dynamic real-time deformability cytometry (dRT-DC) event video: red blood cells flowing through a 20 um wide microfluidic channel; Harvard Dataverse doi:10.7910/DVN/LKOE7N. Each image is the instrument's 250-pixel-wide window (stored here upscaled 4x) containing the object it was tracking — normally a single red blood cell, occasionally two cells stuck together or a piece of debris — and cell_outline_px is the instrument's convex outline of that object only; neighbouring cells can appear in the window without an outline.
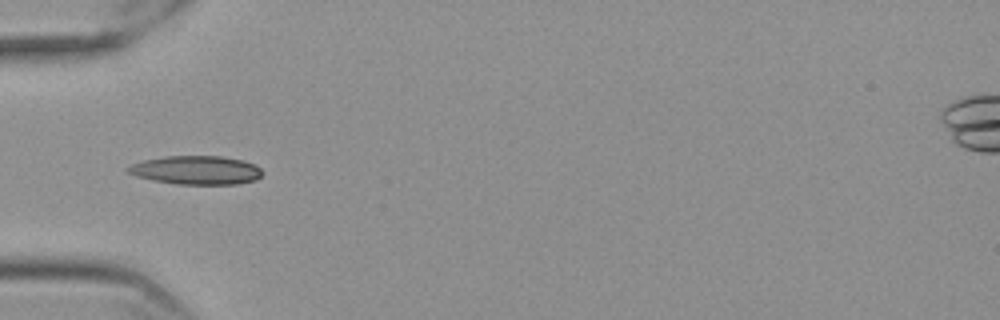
{"species": "Egyptian fruit bat (a non-hibernating species)", "species_latin": "Rousettus aegyptiacus", "temperature_condition": "cold", "stored_images_in_passage": 39, "camera_frame_rate_fps": 3000, "um_per_image_px": 0.085, "frame": {"image": 1, "passage_image": 1, "time_ms": 0.0, "image_size_px": [1000, 320], "cell_outline_px": [[264, 172], [256, 180], [236, 184], [176, 184], [136, 176], [128, 172], [124, 168], [132, 164], [144, 160], [164, 156], [220, 156], [244, 160], [260, 168]], "centroid_in_image_um": [16.69, 14.46], "position_along_channel_um": 68.3, "area_um2": 22.37}}
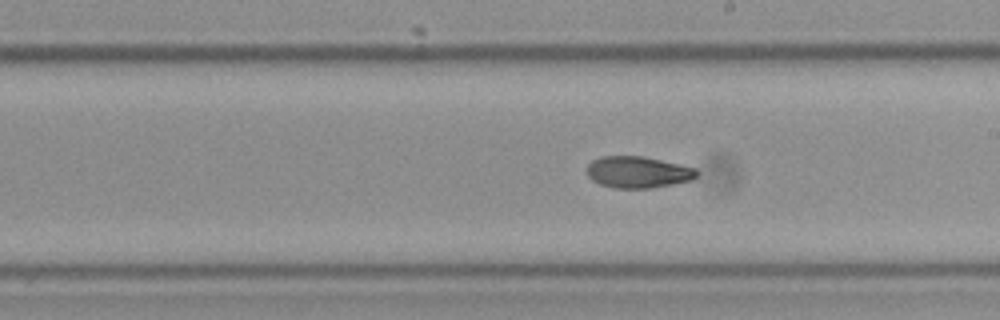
{"frame": {"image": 2, "passage_image": 15, "time_ms": 4.667, "image_size_px": [1000, 320], "cell_outline_px": [[700, 172], [692, 180], [652, 188], [612, 188], [600, 184], [592, 180], [588, 176], [588, 164], [592, 160], [600, 156], [644, 156], [680, 164], [696, 168]], "centroid_in_image_um": [54.24, 14.63], "position_along_channel_um": 234.8, "area_um2": 20.35}}
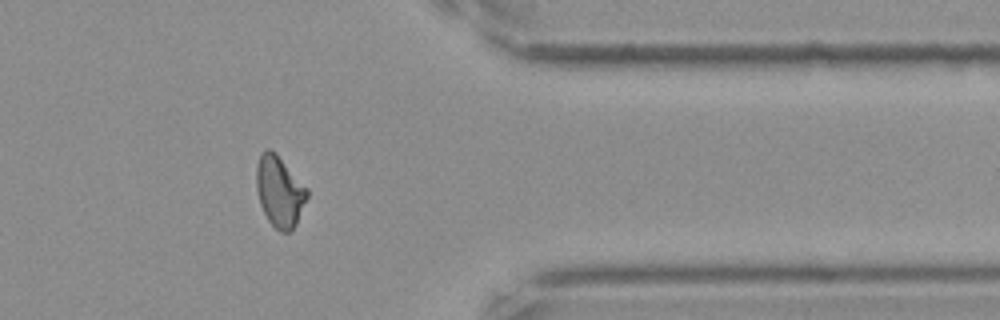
{"frame": {"image": 3, "passage_image": 29, "time_ms": 9.333, "image_size_px": [1000, 320], "cell_outline_px": [[308, 196], [296, 224], [288, 232], [280, 232], [268, 220], [260, 204], [256, 188], [256, 164], [260, 156], [268, 148], [276, 152], [308, 188]], "centroid_in_image_um": [23.76, 16.25], "position_along_channel_um": 387.6, "area_um2": 20.92}, "authors_computed_cell_mechanics": {"area_um2": 20.4612, "velocity_mm_per_s": 3.5639, "shape_relaxation_time_tau1_ms": null, "shape_relaxation_time_tau2_ms": 4.5408, "deformation_change_tau1": null, "deformation_change_tau2": 0.0988}}